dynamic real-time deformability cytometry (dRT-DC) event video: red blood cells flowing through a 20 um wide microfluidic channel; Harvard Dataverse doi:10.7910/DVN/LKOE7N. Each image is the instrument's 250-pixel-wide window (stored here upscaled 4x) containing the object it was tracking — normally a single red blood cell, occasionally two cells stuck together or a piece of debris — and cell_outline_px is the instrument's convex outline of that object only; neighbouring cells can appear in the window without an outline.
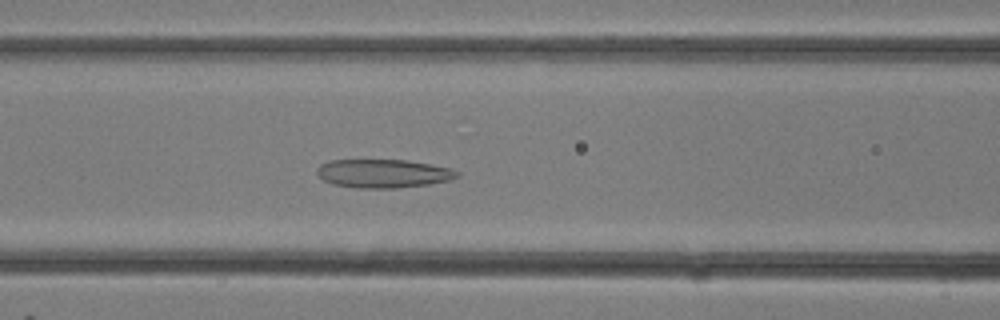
{"species": "common noctule bat (a hibernating species)", "species_latin": "Nyctalus noctula", "temperature_condition": "room temperature", "stored_images_in_passage": 13, "camera_frame_rate_fps": 3000, "um_per_image_px": 0.085, "animal": {"sex": "female"}, "frame": {"image": 1, "passage_image": 4, "time_ms": 1.0, "image_size_px": [1000, 320], "cell_outline_px": [[460, 176], [452, 180], [428, 184], [396, 188], [356, 188], [332, 184], [324, 180], [316, 172], [316, 168], [320, 164], [332, 160], [408, 160], [432, 164], [452, 168], [460, 172]], "centroid_in_image_um": [32.62, 14.74], "position_along_channel_um": 134.0, "area_um2": 23.52}}
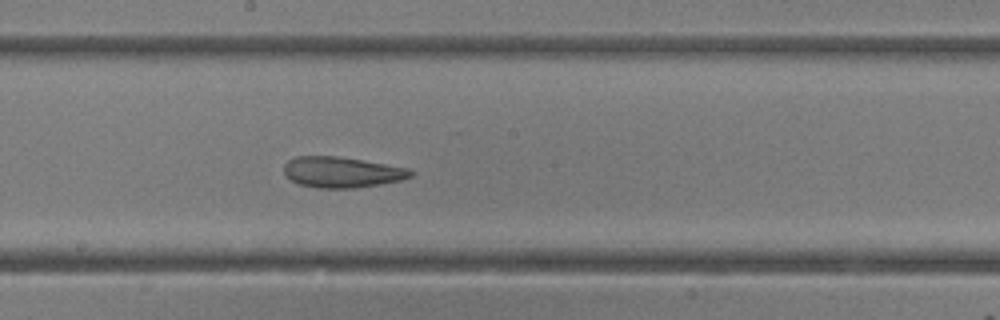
{"frame": {"image": 2, "passage_image": 8, "time_ms": 2.333, "image_size_px": [1000, 320], "cell_outline_px": [[416, 172], [412, 176], [404, 180], [380, 184], [352, 188], [316, 188], [300, 184], [292, 180], [284, 172], [284, 164], [288, 160], [296, 156], [336, 156], [408, 168]], "centroid_in_image_um": [29.08, 14.64], "position_along_channel_um": 219.1, "area_um2": 22.6}}
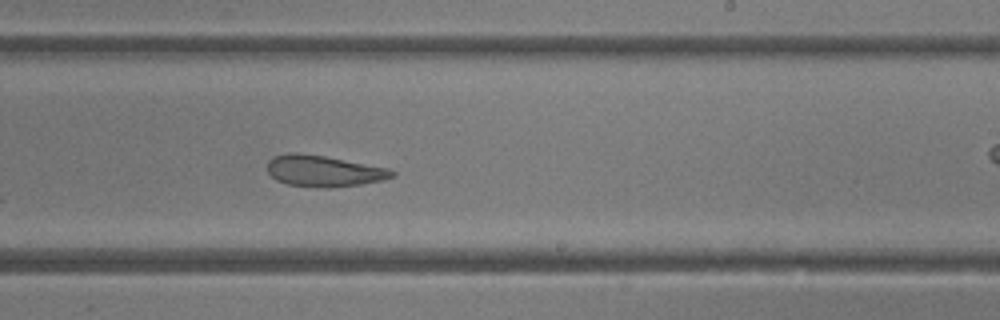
{"frame": {"image": 3, "passage_image": 10, "time_ms": 3.0, "image_size_px": [1000, 320], "cell_outline_px": [[396, 176], [384, 180], [360, 184], [332, 188], [316, 188], [288, 184], [276, 180], [268, 172], [268, 160], [272, 156], [288, 152], [300, 152], [324, 156], [388, 168], [396, 172]], "centroid_in_image_um": [27.5, 14.53], "position_along_channel_um": 261.5, "area_um2": 22.95}}